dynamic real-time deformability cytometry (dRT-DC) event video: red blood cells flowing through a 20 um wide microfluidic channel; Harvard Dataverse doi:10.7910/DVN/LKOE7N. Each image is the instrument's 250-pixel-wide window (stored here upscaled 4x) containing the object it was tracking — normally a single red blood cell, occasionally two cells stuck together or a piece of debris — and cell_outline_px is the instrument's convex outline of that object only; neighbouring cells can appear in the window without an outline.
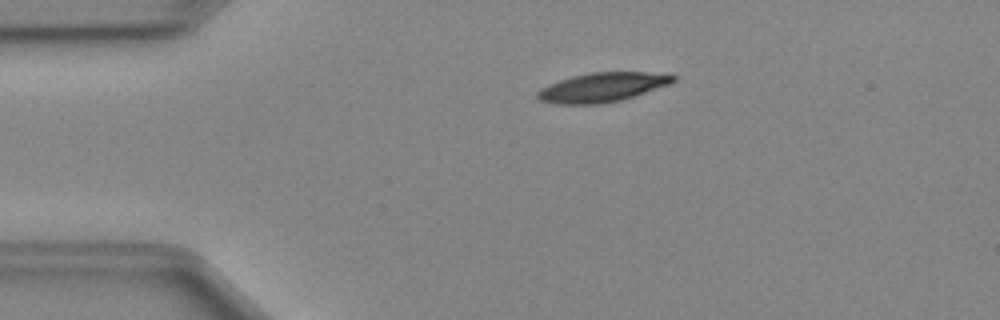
{"species": "Egyptian fruit bat (a non-hibernating species)", "species_latin": "Rousettus aegyptiacus", "temperature_condition": "cold", "stored_images_in_passage": 41, "camera_frame_rate_fps": 3000, "um_per_image_px": 0.085, "animal": {"sex": "female"}, "frame": {"image": 1, "passage_image": 1, "time_ms": 0.0, "image_size_px": [1000, 320], "cell_outline_px": [[676, 80], [668, 84], [620, 100], [600, 104], [556, 104], [540, 100], [536, 96], [536, 92], [540, 88], [548, 84], [572, 76], [592, 72], [648, 72], [676, 76]], "centroid_in_image_um": [51.12, 7.42], "position_along_channel_um": 33.9, "area_um2": 22.83}}
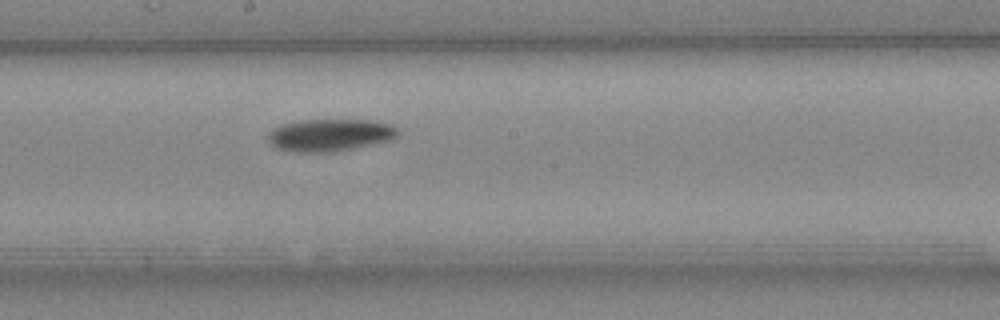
{"frame": {"image": 2, "passage_image": 18, "time_ms": 5.667, "image_size_px": [1000, 320], "cell_outline_px": [[400, 132], [392, 140], [332, 152], [292, 152], [276, 148], [268, 144], [268, 132], [272, 128], [280, 124], [300, 120], [372, 120], [388, 124], [396, 128]], "centroid_in_image_um": [27.97, 11.48], "position_along_channel_um": 220.2, "area_um2": 24.62}}
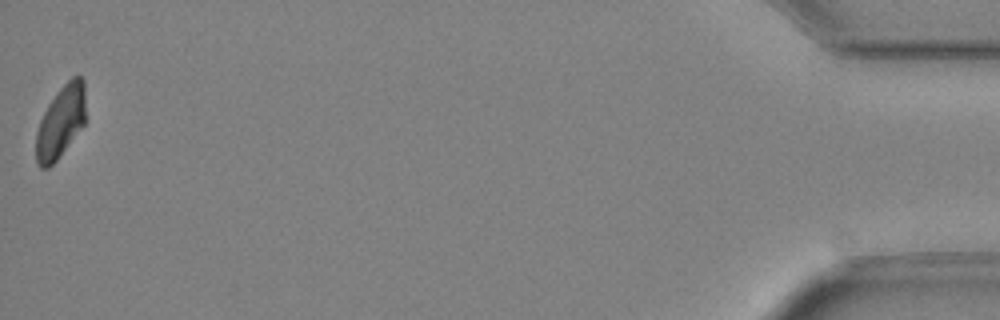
{"frame": {"image": 3, "passage_image": 41, "time_ms": 13.333, "image_size_px": [1000, 320], "cell_outline_px": [[84, 124], [56, 160], [48, 168], [40, 168], [36, 160], [36, 132], [40, 120], [48, 104], [56, 92], [72, 76], [80, 76], [84, 80]], "centroid_in_image_um": [5.14, 10.35], "position_along_channel_um": 430.1, "area_um2": 20.52}, "authors_computed_cell_mechanics": {"area_um2": 23.7558, "velocity_mm_per_s": 4.0077, "shape_relaxation_time_tau1_ms": 3.8894, "shape_relaxation_time_tau2_ms": null, "deformation_change_tau1": 0.1235, "deformation_change_tau2": null}}